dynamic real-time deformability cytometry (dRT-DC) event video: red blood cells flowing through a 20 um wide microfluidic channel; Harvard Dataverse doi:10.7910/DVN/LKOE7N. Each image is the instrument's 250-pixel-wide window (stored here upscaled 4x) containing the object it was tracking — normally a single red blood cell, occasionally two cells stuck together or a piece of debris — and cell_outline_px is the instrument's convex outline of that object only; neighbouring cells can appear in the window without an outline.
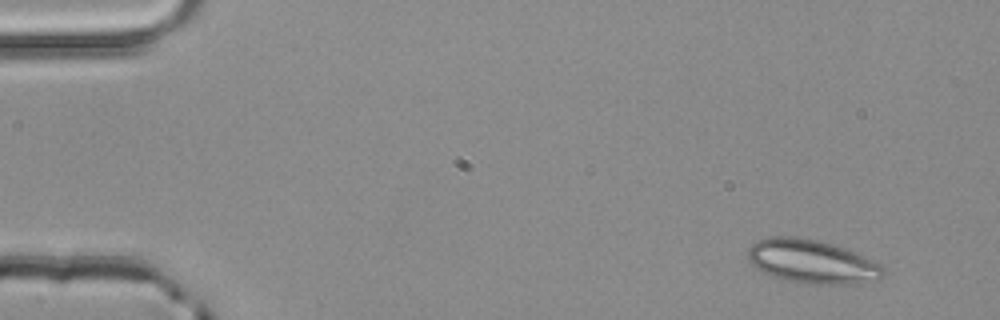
{"species": "common noctule bat (a hibernating species)", "species_latin": "Nyctalus noctula", "temperature_condition": "room temperature", "stored_images_in_passage": 3, "camera_frame_rate_fps": 3000, "um_per_image_px": 0.085, "animal": {"sex": "male", "body_mass_g": 20.4}, "frame": {"image": 1, "passage_image": 1, "time_ms": 0.0, "image_size_px": [1000, 320], "cell_outline_px": [[884, 272], [876, 280], [852, 284], [812, 284], [784, 280], [764, 272], [756, 268], [748, 260], [748, 248], [756, 240], [772, 236], [796, 236], [816, 240], [832, 244], [856, 252], [880, 264], [884, 268]], "centroid_in_image_um": [68.99, 22.22], "position_along_channel_um": 16.0, "area_um2": 34.39}}